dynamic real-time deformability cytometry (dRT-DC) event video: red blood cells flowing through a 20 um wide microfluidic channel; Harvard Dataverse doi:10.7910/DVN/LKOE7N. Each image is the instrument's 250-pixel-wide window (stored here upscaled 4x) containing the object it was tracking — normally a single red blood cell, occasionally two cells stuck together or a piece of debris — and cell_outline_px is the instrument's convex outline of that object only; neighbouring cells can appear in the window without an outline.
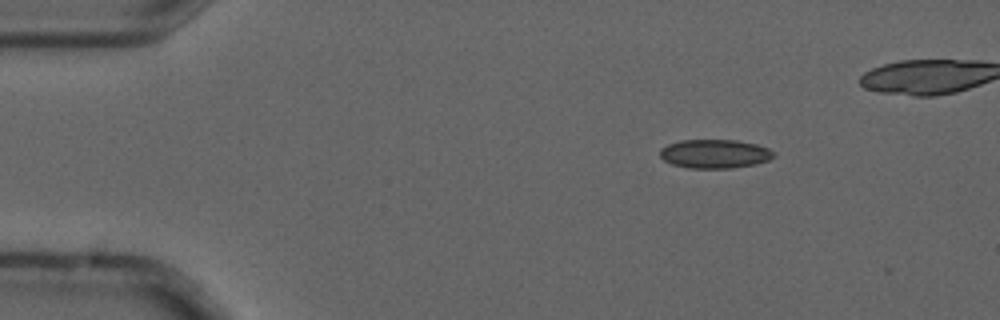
{"species": "common noctule bat (a hibernating species)", "species_latin": "Nyctalus noctula", "temperature_condition": "cold", "stored_images_in_passage": 4, "camera_frame_rate_fps": 3000, "um_per_image_px": 0.085, "animal": {"sex": "male", "forearm_length_mm": 52.5}, "frame": {"image": 1, "passage_image": 1, "time_ms": 0.0, "image_size_px": [1000, 320], "cell_outline_px": [[776, 156], [768, 160], [756, 164], [732, 168], [688, 168], [672, 164], [664, 160], [660, 156], [660, 148], [668, 144], [680, 140], [736, 140], [756, 144], [768, 148], [776, 152]], "centroid_in_image_um": [60.77, 13.07], "position_along_channel_um": 24.2, "area_um2": 19.25}}